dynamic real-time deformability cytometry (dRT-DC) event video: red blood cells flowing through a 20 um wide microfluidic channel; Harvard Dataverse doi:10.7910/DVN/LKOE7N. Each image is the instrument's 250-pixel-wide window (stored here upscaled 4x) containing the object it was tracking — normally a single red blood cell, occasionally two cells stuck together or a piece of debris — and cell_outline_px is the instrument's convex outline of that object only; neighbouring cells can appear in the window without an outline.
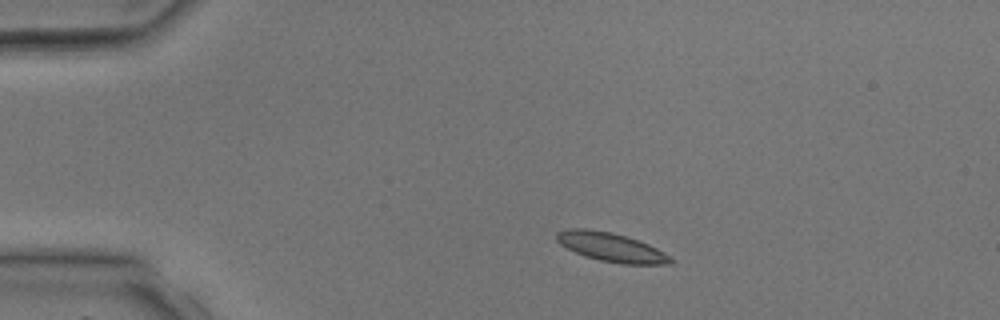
{"species": "common noctule bat (a hibernating species)", "species_latin": "Nyctalus noctula", "temperature_condition": "room temperature", "stored_images_in_passage": 3, "camera_frame_rate_fps": 3000, "um_per_image_px": 0.085, "animal": {"sex": "male", "body_mass_g": 17.9, "forearm_length_mm": 54.2}, "frame": {"image": 1, "passage_image": 2, "time_ms": 1.333, "image_size_px": [1000, 320], "cell_outline_px": [[672, 264], [620, 264], [600, 260], [584, 256], [560, 244], [556, 240], [556, 232], [568, 228], [588, 228], [612, 232], [648, 244], [672, 256]], "centroid_in_image_um": [51.93, 21.0], "position_along_channel_um": 33.1, "area_um2": 19.19}}